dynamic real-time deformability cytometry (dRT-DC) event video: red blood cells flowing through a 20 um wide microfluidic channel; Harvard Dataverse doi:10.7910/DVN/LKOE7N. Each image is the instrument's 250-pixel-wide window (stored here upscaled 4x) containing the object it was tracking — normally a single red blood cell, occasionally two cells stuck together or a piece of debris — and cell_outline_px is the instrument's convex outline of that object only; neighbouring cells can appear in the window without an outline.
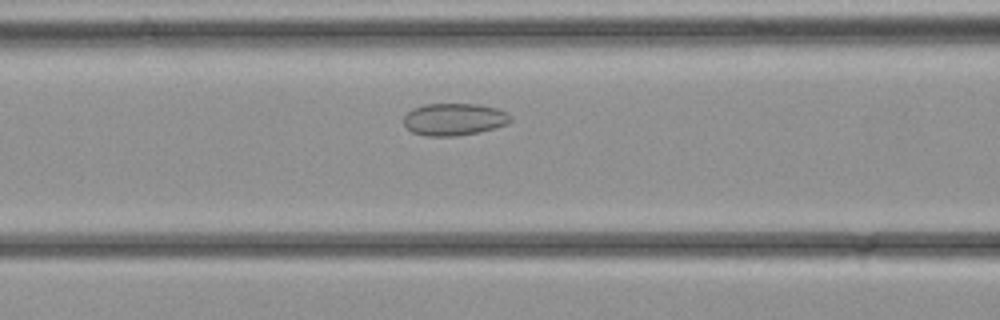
{"species": "common noctule bat (a hibernating species)", "species_latin": "Nyctalus noctula", "temperature_condition": "cold", "stored_images_in_passage": 28, "camera_frame_rate_fps": 3000, "um_per_image_px": 0.085, "animal": {"sex": "female", "body_mass_g": 21.9}, "frame": {"image": 1, "passage_image": 11, "time_ms": 3.333, "image_size_px": [1000, 320], "cell_outline_px": [[512, 120], [508, 124], [480, 132], [456, 136], [424, 136], [412, 132], [404, 124], [404, 116], [412, 108], [424, 104], [480, 104], [496, 108], [512, 116]], "centroid_in_image_um": [38.6, 10.14], "position_along_channel_um": 128.0, "area_um2": 20.17}}
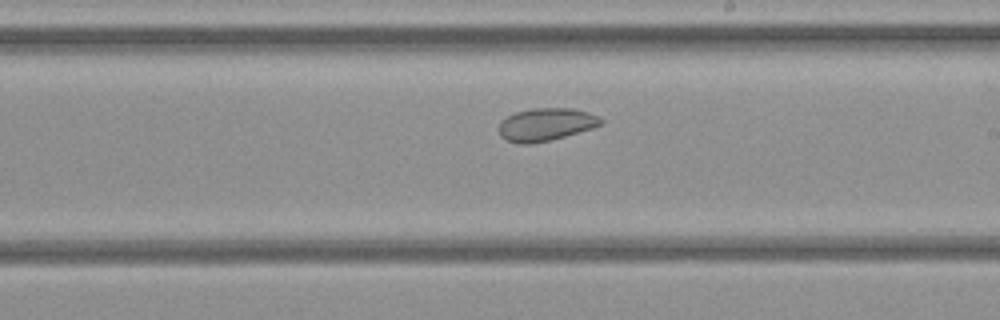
{"frame": {"image": 2, "passage_image": 17, "time_ms": 5.333, "image_size_px": [1000, 320], "cell_outline_px": [[604, 124], [592, 128], [552, 140], [532, 144], [516, 144], [504, 140], [500, 136], [500, 120], [516, 112], [532, 108], [572, 108], [588, 112], [600, 116], [604, 120]], "centroid_in_image_um": [46.41, 10.59], "position_along_channel_um": 242.6, "area_um2": 19.77}}
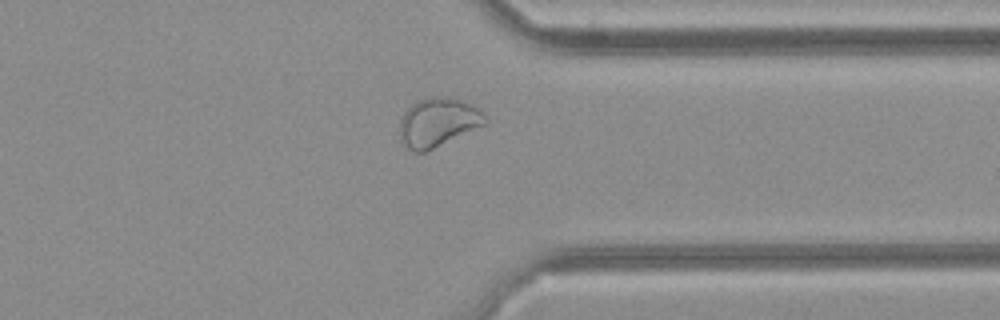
{"frame": {"image": 3, "passage_image": 24, "time_ms": 7.667, "image_size_px": [1000, 320], "cell_outline_px": [[488, 120], [484, 124], [424, 152], [416, 152], [400, 144], [400, 120], [404, 112], [416, 100], [428, 96], [444, 96], [460, 100], [472, 104], [480, 108], [484, 112]], "centroid_in_image_um": [37.2, 10.36], "position_along_channel_um": 374.2, "area_um2": 24.28}}